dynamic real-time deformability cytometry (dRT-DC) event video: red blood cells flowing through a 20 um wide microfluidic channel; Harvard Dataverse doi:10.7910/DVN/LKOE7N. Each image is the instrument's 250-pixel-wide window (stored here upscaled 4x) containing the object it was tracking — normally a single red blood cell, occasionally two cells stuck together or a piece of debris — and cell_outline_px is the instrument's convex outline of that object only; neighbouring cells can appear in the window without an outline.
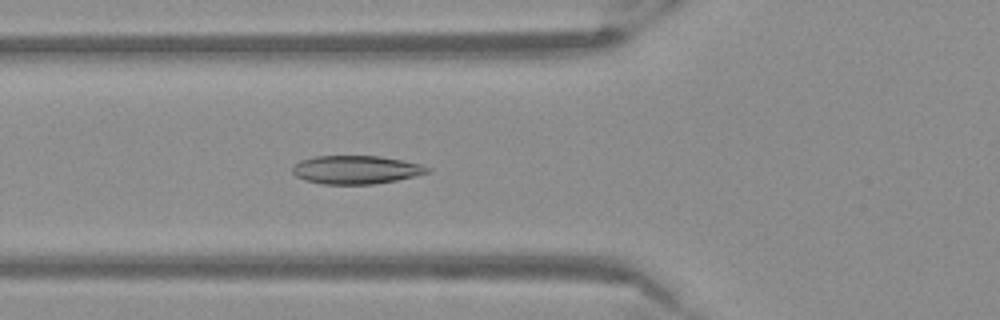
{"species": "Egyptian fruit bat (a non-hibernating species)", "species_latin": "Rousettus aegyptiacus", "temperature_condition": "warm", "stored_images_in_passage": 52, "camera_frame_rate_fps": 3000, "um_per_image_px": 0.085, "frame": {"image": 1, "passage_image": 19, "time_ms": 6.0, "image_size_px": [1000, 320], "cell_outline_px": [[432, 172], [416, 176], [396, 180], [372, 184], [320, 184], [304, 180], [296, 176], [292, 172], [292, 168], [300, 160], [316, 156], [380, 156], [404, 160], [424, 164], [432, 168]], "centroid_in_image_um": [30.32, 14.42], "position_along_channel_um": 95.5, "area_um2": 22.6}}
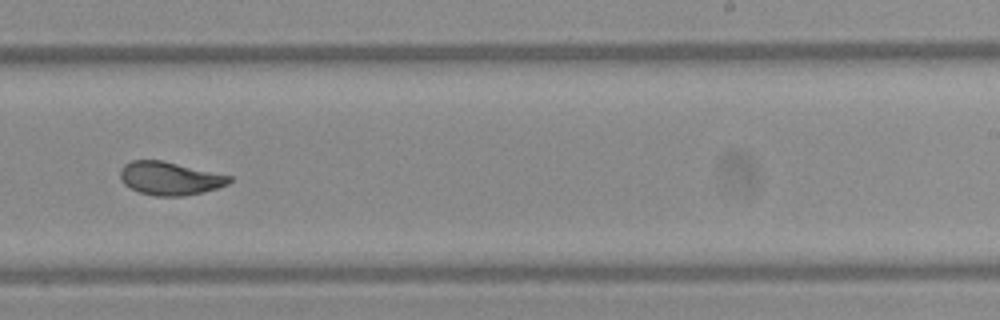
{"frame": {"image": 2, "passage_image": 33, "time_ms": 10.667, "image_size_px": [1000, 320], "cell_outline_px": [[232, 180], [228, 184], [204, 192], [184, 196], [156, 196], [140, 192], [128, 188], [120, 180], [120, 168], [124, 164], [132, 160], [160, 160], [232, 176]], "centroid_in_image_um": [14.4, 15.17], "position_along_channel_um": 274.6, "area_um2": 21.15}}
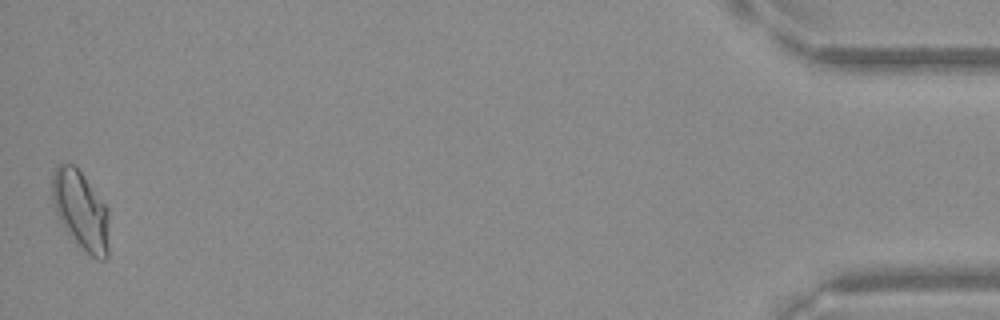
{"frame": {"image": 3, "passage_image": 52, "time_ms": 17.0, "image_size_px": [1000, 320], "cell_outline_px": [[108, 256], [104, 260], [100, 260], [92, 256], [80, 248], [76, 244], [60, 220], [56, 212], [52, 196], [52, 176], [56, 164], [72, 164], [84, 176], [108, 208]], "centroid_in_image_um": [6.87, 17.89], "position_along_channel_um": 428.3, "area_um2": 25.89}}